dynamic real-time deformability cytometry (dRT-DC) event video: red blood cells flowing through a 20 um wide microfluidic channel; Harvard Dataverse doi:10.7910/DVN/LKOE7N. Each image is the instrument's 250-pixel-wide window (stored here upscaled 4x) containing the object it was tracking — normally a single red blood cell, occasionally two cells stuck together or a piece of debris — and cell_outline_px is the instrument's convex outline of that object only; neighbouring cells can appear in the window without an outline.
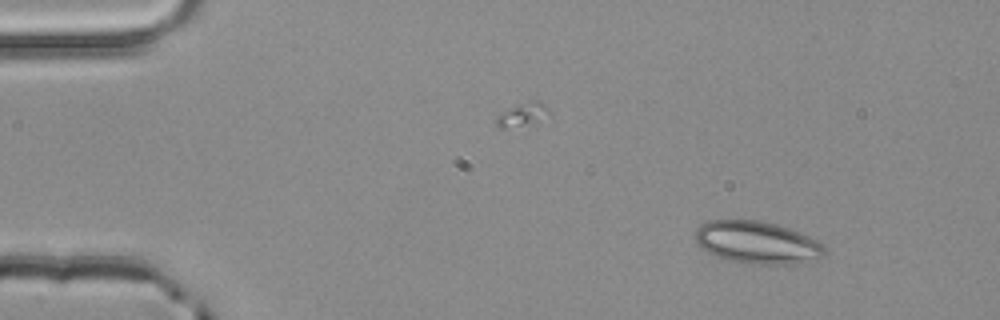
{"species": "common noctule bat (a hibernating species)", "species_latin": "Nyctalus noctula", "temperature_condition": "room temperature", "stored_images_in_passage": 3, "camera_frame_rate_fps": 3000, "um_per_image_px": 0.085, "animal": {"sex": "male", "body_mass_g": 20.4}, "frame": {"image": 1, "passage_image": 1, "time_ms": 0.0, "image_size_px": [1000, 320], "cell_outline_px": [[828, 252], [824, 256], [792, 264], [756, 264], [720, 260], [708, 252], [696, 240], [696, 228], [700, 224], [708, 220], [760, 220], [776, 224], [788, 228], [808, 236], [824, 244]], "centroid_in_image_um": [64.35, 20.61], "position_along_channel_um": 20.7, "area_um2": 32.08}}